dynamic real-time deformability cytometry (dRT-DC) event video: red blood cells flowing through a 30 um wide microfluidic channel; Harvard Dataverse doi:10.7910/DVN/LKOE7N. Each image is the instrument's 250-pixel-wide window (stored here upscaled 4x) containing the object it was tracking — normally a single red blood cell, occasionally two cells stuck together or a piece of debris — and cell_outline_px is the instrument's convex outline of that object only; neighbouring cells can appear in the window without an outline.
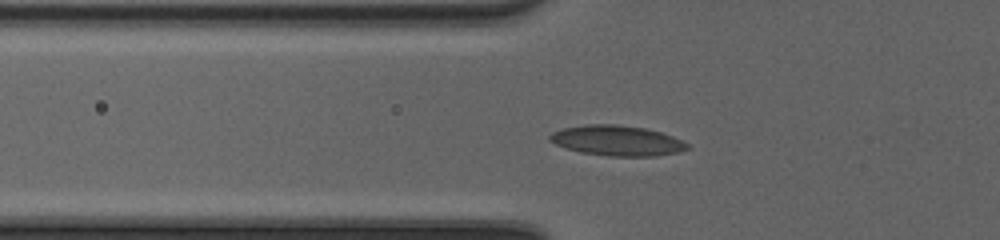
{"species": "common noctule bat (a hibernating species)", "species_latin": "Nyctalus noctula", "temperature_condition": "cold", "stored_images_in_passage": 38, "camera_frame_rate_fps": 3000, "um_per_image_px": 0.085, "animal": {"sex": "female", "body_mass_g": 20.0, "forearm_length_mm": 54.0}, "frame": {"image": 1, "passage_image": 10, "time_ms": 3.0, "image_size_px": [1000, 240], "cell_outline_px": [[688, 148], [676, 152], [652, 156], [608, 156], [584, 152], [568, 148], [556, 144], [548, 140], [548, 136], [552, 132], [564, 128], [592, 124], [612, 124], [644, 128], [660, 132], [680, 140], [688, 144]], "centroid_in_image_um": [52.41, 11.95], "position_along_channel_um": 73.4, "area_um2": 23.64}}
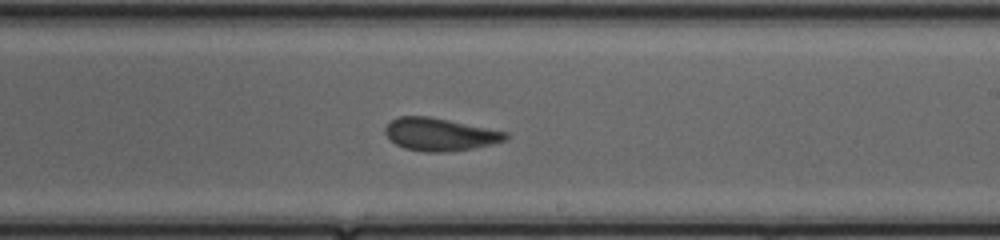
{"frame": {"image": 2, "passage_image": 23, "time_ms": 7.333, "image_size_px": [1000, 240], "cell_outline_px": [[508, 136], [504, 140], [472, 148], [444, 152], [424, 152], [404, 148], [396, 144], [384, 132], [384, 128], [392, 120], [400, 116], [428, 116], [448, 120], [504, 132]], "centroid_in_image_um": [37.3, 11.42], "position_along_channel_um": 251.7, "area_um2": 22.31}}
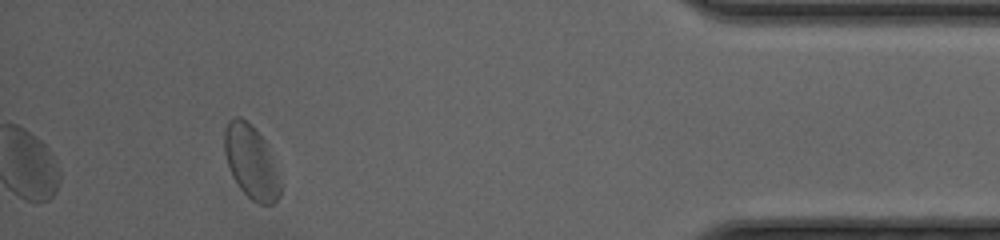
{"frame": {"image": 3, "passage_image": 38, "time_ms": 12.333, "image_size_px": [1000, 240], "cell_outline_px": [[280, 196], [272, 204], [260, 204], [252, 200], [240, 188], [232, 176], [224, 152], [224, 132], [228, 124], [236, 116], [240, 116], [264, 140], [268, 148], [272, 160], [280, 188]], "centroid_in_image_um": [21.31, 13.8], "position_along_channel_um": 413.9, "area_um2": 22.89}, "authors_computed_cell_mechanics": {"area_um2": 22.6576, "velocity_mm_per_s": 4.1447, "shape_relaxation_time_tau1_ms": 3.1578, "shape_relaxation_time_tau2_ms": 0.9713, "deformation_change_tau1": 0.092, "deformation_change_tau2": 0.0718}}